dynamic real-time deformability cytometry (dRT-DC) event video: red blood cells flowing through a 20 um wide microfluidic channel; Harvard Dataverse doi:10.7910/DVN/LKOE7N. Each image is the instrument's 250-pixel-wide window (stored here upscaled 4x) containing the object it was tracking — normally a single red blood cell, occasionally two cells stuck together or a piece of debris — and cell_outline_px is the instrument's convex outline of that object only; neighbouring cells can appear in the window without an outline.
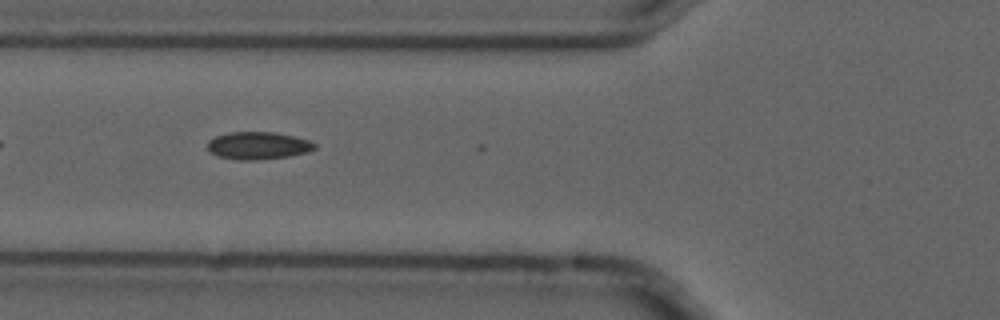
{"species": "common noctule bat (a hibernating species)", "species_latin": "Nyctalus noctula", "temperature_condition": "cold", "stored_images_in_passage": 7, "camera_frame_rate_fps": 3000, "um_per_image_px": 0.085, "animal": {"sex": "male", "forearm_length_mm": 52.5}, "frame": {"image": 1, "passage_image": 6, "time_ms": 1.667, "image_size_px": [1000, 320], "cell_outline_px": [[316, 148], [308, 152], [288, 156], [252, 160], [236, 160], [216, 156], [208, 152], [208, 140], [216, 136], [228, 132], [276, 132], [308, 140], [316, 144]], "centroid_in_image_um": [21.89, 12.38], "position_along_channel_um": 103.9, "area_um2": 17.22}}